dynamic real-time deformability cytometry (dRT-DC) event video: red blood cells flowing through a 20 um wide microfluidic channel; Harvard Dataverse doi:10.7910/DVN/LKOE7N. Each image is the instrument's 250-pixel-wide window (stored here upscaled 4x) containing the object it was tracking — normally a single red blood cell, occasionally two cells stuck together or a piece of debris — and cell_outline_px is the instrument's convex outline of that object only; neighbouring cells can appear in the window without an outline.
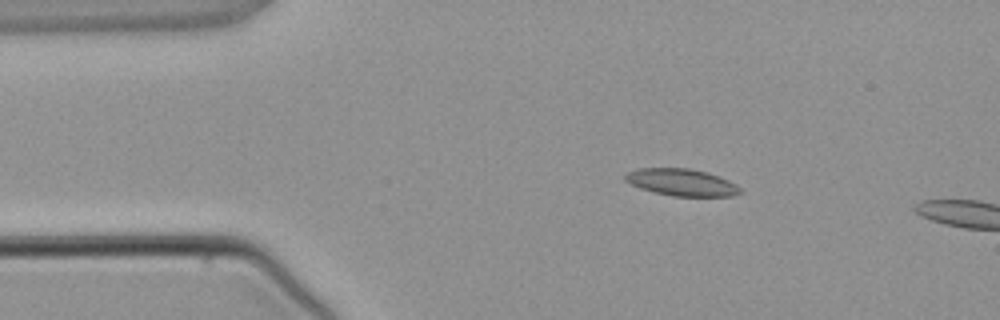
{"species": "common noctule bat (a hibernating species)", "species_latin": "Nyctalus noctula", "temperature_condition": "warm", "stored_images_in_passage": 3, "camera_frame_rate_fps": 3000, "um_per_image_px": 0.085, "animal": {"sex": "male", "body_mass_g": 21.5, "forearm_length_mm": 52.0}, "frame": {"image": 1, "passage_image": 2, "time_ms": 1.333, "image_size_px": [1000, 320], "cell_outline_px": [[744, 192], [732, 196], [672, 196], [652, 192], [640, 188], [624, 180], [624, 176], [628, 172], [640, 168], [688, 168], [708, 172], [728, 180], [736, 184]], "centroid_in_image_um": [57.95, 15.5], "position_along_channel_um": 27.0, "area_um2": 18.15}}